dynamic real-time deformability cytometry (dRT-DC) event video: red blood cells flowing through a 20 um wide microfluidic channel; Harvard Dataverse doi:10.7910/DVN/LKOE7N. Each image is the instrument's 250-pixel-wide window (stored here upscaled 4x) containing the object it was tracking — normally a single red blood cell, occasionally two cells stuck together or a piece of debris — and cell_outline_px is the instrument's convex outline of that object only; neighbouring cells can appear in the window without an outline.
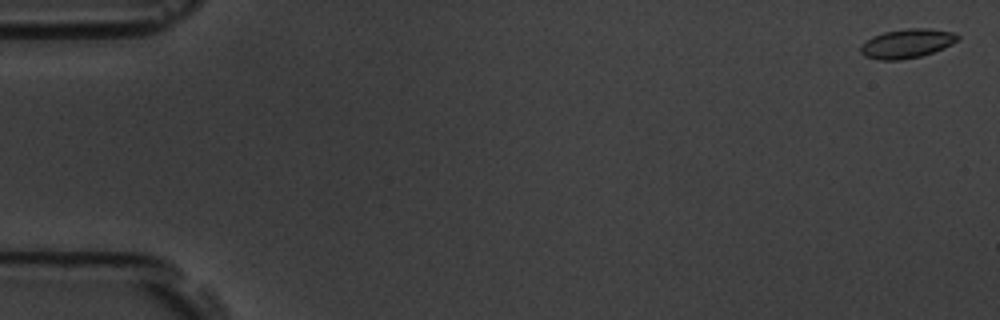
{"species": "common noctule bat (a hibernating species)", "species_latin": "Nyctalus noctula", "temperature_condition": "room temperature", "stored_images_in_passage": 4, "camera_frame_rate_fps": 3000, "um_per_image_px": 0.085, "animal": {"sex": "male", "body_mass_g": 19.5, "forearm_length_mm": 54.6}, "frame": {"image": 1, "passage_image": 1, "time_ms": 0.0, "image_size_px": [1000, 320], "cell_outline_px": [[960, 36], [952, 44], [944, 48], [920, 56], [900, 60], [880, 60], [864, 56], [860, 52], [860, 44], [872, 36], [884, 32], [904, 28], [928, 28], [956, 32]], "centroid_in_image_um": [77.07, 3.68], "position_along_channel_um": 7.9, "area_um2": 16.65}}